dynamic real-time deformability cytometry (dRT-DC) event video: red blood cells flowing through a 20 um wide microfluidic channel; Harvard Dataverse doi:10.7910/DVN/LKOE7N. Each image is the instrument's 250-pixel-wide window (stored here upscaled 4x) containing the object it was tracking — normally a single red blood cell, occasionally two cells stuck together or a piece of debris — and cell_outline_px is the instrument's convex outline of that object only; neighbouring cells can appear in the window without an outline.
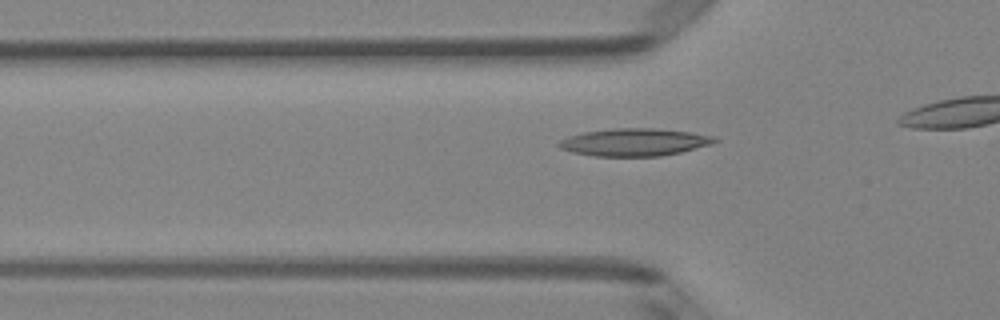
{"species": "Egyptian fruit bat (a non-hibernating species)", "species_latin": "Rousettus aegyptiacus", "temperature_condition": "room temperature", "stored_images_in_passage": 17, "camera_frame_rate_fps": 3000, "um_per_image_px": 0.085, "animal": {"sex": "female"}, "frame": {"image": 1, "passage_image": 8, "time_ms": 2.333, "image_size_px": [1000, 320], "cell_outline_px": [[720, 140], [712, 144], [680, 152], [660, 156], [592, 156], [572, 152], [560, 148], [556, 144], [560, 140], [568, 136], [584, 132], [612, 128], [652, 128], [688, 132], [716, 136]], "centroid_in_image_um": [53.91, 12.08], "position_along_channel_um": 71.9, "area_um2": 25.03}}
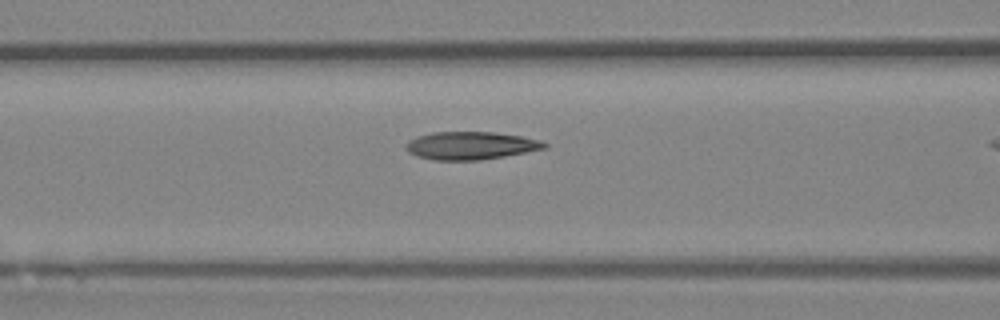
{"frame": {"image": 2, "passage_image": 12, "time_ms": 3.667, "image_size_px": [1000, 320], "cell_outline_px": [[548, 148], [504, 156], [480, 160], [432, 160], [416, 156], [408, 152], [404, 148], [404, 144], [408, 140], [416, 136], [432, 132], [492, 132], [520, 136], [540, 140], [548, 144]], "centroid_in_image_um": [39.96, 12.38], "position_along_channel_um": 126.6, "area_um2": 22.66}}
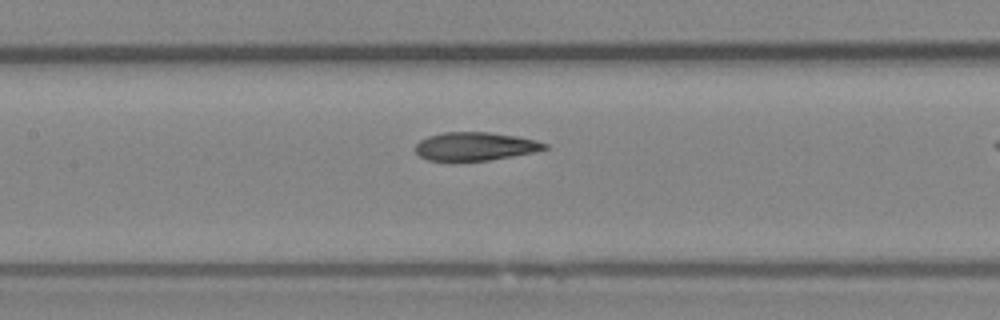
{"frame": {"image": 3, "passage_image": 15, "time_ms": 4.667, "image_size_px": [1000, 320], "cell_outline_px": [[548, 148], [532, 152], [512, 156], [488, 160], [428, 160], [420, 156], [416, 152], [416, 144], [420, 140], [428, 136], [444, 132], [488, 132], [516, 136], [536, 140], [548, 144]], "centroid_in_image_um": [40.39, 12.43], "position_along_channel_um": 167.0, "area_um2": 21.04}}